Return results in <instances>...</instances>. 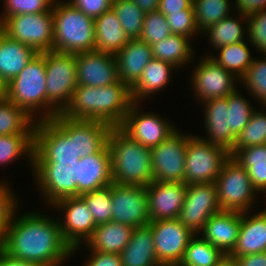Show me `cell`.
<instances>
[{"instance_id": "cell-57", "label": "cell", "mask_w": 266, "mask_h": 266, "mask_svg": "<svg viewBox=\"0 0 266 266\" xmlns=\"http://www.w3.org/2000/svg\"><path fill=\"white\" fill-rule=\"evenodd\" d=\"M3 93V87L0 85V95Z\"/></svg>"}, {"instance_id": "cell-43", "label": "cell", "mask_w": 266, "mask_h": 266, "mask_svg": "<svg viewBox=\"0 0 266 266\" xmlns=\"http://www.w3.org/2000/svg\"><path fill=\"white\" fill-rule=\"evenodd\" d=\"M240 81L266 107V58L255 59Z\"/></svg>"}, {"instance_id": "cell-40", "label": "cell", "mask_w": 266, "mask_h": 266, "mask_svg": "<svg viewBox=\"0 0 266 266\" xmlns=\"http://www.w3.org/2000/svg\"><path fill=\"white\" fill-rule=\"evenodd\" d=\"M130 40L139 39L145 13L132 0H113L112 7Z\"/></svg>"}, {"instance_id": "cell-44", "label": "cell", "mask_w": 266, "mask_h": 266, "mask_svg": "<svg viewBox=\"0 0 266 266\" xmlns=\"http://www.w3.org/2000/svg\"><path fill=\"white\" fill-rule=\"evenodd\" d=\"M172 34L166 21V17L161 12H148L144 15V24L139 40L153 45Z\"/></svg>"}, {"instance_id": "cell-27", "label": "cell", "mask_w": 266, "mask_h": 266, "mask_svg": "<svg viewBox=\"0 0 266 266\" xmlns=\"http://www.w3.org/2000/svg\"><path fill=\"white\" fill-rule=\"evenodd\" d=\"M122 266H162L155 253L151 228H134L131 238L120 253Z\"/></svg>"}, {"instance_id": "cell-20", "label": "cell", "mask_w": 266, "mask_h": 266, "mask_svg": "<svg viewBox=\"0 0 266 266\" xmlns=\"http://www.w3.org/2000/svg\"><path fill=\"white\" fill-rule=\"evenodd\" d=\"M77 82L82 86L104 87L119 79L116 56L98 51L76 54Z\"/></svg>"}, {"instance_id": "cell-7", "label": "cell", "mask_w": 266, "mask_h": 266, "mask_svg": "<svg viewBox=\"0 0 266 266\" xmlns=\"http://www.w3.org/2000/svg\"><path fill=\"white\" fill-rule=\"evenodd\" d=\"M75 147V120L61 113L38 120L34 126L33 162L79 161Z\"/></svg>"}, {"instance_id": "cell-42", "label": "cell", "mask_w": 266, "mask_h": 266, "mask_svg": "<svg viewBox=\"0 0 266 266\" xmlns=\"http://www.w3.org/2000/svg\"><path fill=\"white\" fill-rule=\"evenodd\" d=\"M81 197L85 200L96 225L112 221L111 185L82 194Z\"/></svg>"}, {"instance_id": "cell-54", "label": "cell", "mask_w": 266, "mask_h": 266, "mask_svg": "<svg viewBox=\"0 0 266 266\" xmlns=\"http://www.w3.org/2000/svg\"><path fill=\"white\" fill-rule=\"evenodd\" d=\"M0 266H42V265L28 262L25 260H18L16 258H12L0 248Z\"/></svg>"}, {"instance_id": "cell-18", "label": "cell", "mask_w": 266, "mask_h": 266, "mask_svg": "<svg viewBox=\"0 0 266 266\" xmlns=\"http://www.w3.org/2000/svg\"><path fill=\"white\" fill-rule=\"evenodd\" d=\"M138 106V103L131 105L119 128L131 139L146 148H154L172 134L176 128L160 115L149 112L143 114Z\"/></svg>"}, {"instance_id": "cell-32", "label": "cell", "mask_w": 266, "mask_h": 266, "mask_svg": "<svg viewBox=\"0 0 266 266\" xmlns=\"http://www.w3.org/2000/svg\"><path fill=\"white\" fill-rule=\"evenodd\" d=\"M231 157L247 170L257 193H266V144L238 149Z\"/></svg>"}, {"instance_id": "cell-31", "label": "cell", "mask_w": 266, "mask_h": 266, "mask_svg": "<svg viewBox=\"0 0 266 266\" xmlns=\"http://www.w3.org/2000/svg\"><path fill=\"white\" fill-rule=\"evenodd\" d=\"M174 68L176 69L171 63L155 58L151 59L145 66L138 82L131 88L133 102L140 103L141 99L144 100L150 94L165 88Z\"/></svg>"}, {"instance_id": "cell-15", "label": "cell", "mask_w": 266, "mask_h": 266, "mask_svg": "<svg viewBox=\"0 0 266 266\" xmlns=\"http://www.w3.org/2000/svg\"><path fill=\"white\" fill-rule=\"evenodd\" d=\"M220 211L216 184L194 183L187 185L185 201L177 219L197 235L210 217Z\"/></svg>"}, {"instance_id": "cell-19", "label": "cell", "mask_w": 266, "mask_h": 266, "mask_svg": "<svg viewBox=\"0 0 266 266\" xmlns=\"http://www.w3.org/2000/svg\"><path fill=\"white\" fill-rule=\"evenodd\" d=\"M193 70L192 83L195 95L202 101L227 97L236 90V78L210 56L204 58ZM235 82V83H234Z\"/></svg>"}, {"instance_id": "cell-55", "label": "cell", "mask_w": 266, "mask_h": 266, "mask_svg": "<svg viewBox=\"0 0 266 266\" xmlns=\"http://www.w3.org/2000/svg\"><path fill=\"white\" fill-rule=\"evenodd\" d=\"M144 12H154L159 8V0H132Z\"/></svg>"}, {"instance_id": "cell-35", "label": "cell", "mask_w": 266, "mask_h": 266, "mask_svg": "<svg viewBox=\"0 0 266 266\" xmlns=\"http://www.w3.org/2000/svg\"><path fill=\"white\" fill-rule=\"evenodd\" d=\"M218 51L219 56H214V54L209 56L236 78H239L238 81L245 75L254 60L245 40L226 45L219 48Z\"/></svg>"}, {"instance_id": "cell-13", "label": "cell", "mask_w": 266, "mask_h": 266, "mask_svg": "<svg viewBox=\"0 0 266 266\" xmlns=\"http://www.w3.org/2000/svg\"><path fill=\"white\" fill-rule=\"evenodd\" d=\"M189 134L178 128L158 146L151 148L153 181L184 183L186 147Z\"/></svg>"}, {"instance_id": "cell-29", "label": "cell", "mask_w": 266, "mask_h": 266, "mask_svg": "<svg viewBox=\"0 0 266 266\" xmlns=\"http://www.w3.org/2000/svg\"><path fill=\"white\" fill-rule=\"evenodd\" d=\"M133 227L110 221L96 226L92 236L85 242L90 250L120 254L128 244Z\"/></svg>"}, {"instance_id": "cell-33", "label": "cell", "mask_w": 266, "mask_h": 266, "mask_svg": "<svg viewBox=\"0 0 266 266\" xmlns=\"http://www.w3.org/2000/svg\"><path fill=\"white\" fill-rule=\"evenodd\" d=\"M189 37L179 34H170L165 39L151 45L153 57L171 63L177 69L192 62L193 47L189 44ZM193 55V56H192Z\"/></svg>"}, {"instance_id": "cell-39", "label": "cell", "mask_w": 266, "mask_h": 266, "mask_svg": "<svg viewBox=\"0 0 266 266\" xmlns=\"http://www.w3.org/2000/svg\"><path fill=\"white\" fill-rule=\"evenodd\" d=\"M230 0H194L193 8L195 23L200 31L218 23L221 19L230 16Z\"/></svg>"}, {"instance_id": "cell-21", "label": "cell", "mask_w": 266, "mask_h": 266, "mask_svg": "<svg viewBox=\"0 0 266 266\" xmlns=\"http://www.w3.org/2000/svg\"><path fill=\"white\" fill-rule=\"evenodd\" d=\"M146 190L150 221L178 218L186 197L185 183L152 181Z\"/></svg>"}, {"instance_id": "cell-17", "label": "cell", "mask_w": 266, "mask_h": 266, "mask_svg": "<svg viewBox=\"0 0 266 266\" xmlns=\"http://www.w3.org/2000/svg\"><path fill=\"white\" fill-rule=\"evenodd\" d=\"M53 206L64 211L65 217L63 221H59V226L64 241L72 248L74 254L77 248L81 247V243L85 244L92 236L97 225L81 196L63 198L56 201Z\"/></svg>"}, {"instance_id": "cell-34", "label": "cell", "mask_w": 266, "mask_h": 266, "mask_svg": "<svg viewBox=\"0 0 266 266\" xmlns=\"http://www.w3.org/2000/svg\"><path fill=\"white\" fill-rule=\"evenodd\" d=\"M35 120L3 94L0 95V135L34 134Z\"/></svg>"}, {"instance_id": "cell-47", "label": "cell", "mask_w": 266, "mask_h": 266, "mask_svg": "<svg viewBox=\"0 0 266 266\" xmlns=\"http://www.w3.org/2000/svg\"><path fill=\"white\" fill-rule=\"evenodd\" d=\"M172 34L184 35L191 38L200 31L195 23L194 10H182V12L165 15Z\"/></svg>"}, {"instance_id": "cell-9", "label": "cell", "mask_w": 266, "mask_h": 266, "mask_svg": "<svg viewBox=\"0 0 266 266\" xmlns=\"http://www.w3.org/2000/svg\"><path fill=\"white\" fill-rule=\"evenodd\" d=\"M230 157V152L224 147L190 135L186 147L184 183H215L224 163Z\"/></svg>"}, {"instance_id": "cell-51", "label": "cell", "mask_w": 266, "mask_h": 266, "mask_svg": "<svg viewBox=\"0 0 266 266\" xmlns=\"http://www.w3.org/2000/svg\"><path fill=\"white\" fill-rule=\"evenodd\" d=\"M182 10H194L191 0H159L158 11L164 15L182 12Z\"/></svg>"}, {"instance_id": "cell-10", "label": "cell", "mask_w": 266, "mask_h": 266, "mask_svg": "<svg viewBox=\"0 0 266 266\" xmlns=\"http://www.w3.org/2000/svg\"><path fill=\"white\" fill-rule=\"evenodd\" d=\"M215 184L223 211L246 213L256 202L257 191L250 182L247 170L232 157L224 163Z\"/></svg>"}, {"instance_id": "cell-16", "label": "cell", "mask_w": 266, "mask_h": 266, "mask_svg": "<svg viewBox=\"0 0 266 266\" xmlns=\"http://www.w3.org/2000/svg\"><path fill=\"white\" fill-rule=\"evenodd\" d=\"M155 253L162 266H178L194 235L176 219L150 221Z\"/></svg>"}, {"instance_id": "cell-38", "label": "cell", "mask_w": 266, "mask_h": 266, "mask_svg": "<svg viewBox=\"0 0 266 266\" xmlns=\"http://www.w3.org/2000/svg\"><path fill=\"white\" fill-rule=\"evenodd\" d=\"M25 154L33 165L34 134L0 135V166Z\"/></svg>"}, {"instance_id": "cell-8", "label": "cell", "mask_w": 266, "mask_h": 266, "mask_svg": "<svg viewBox=\"0 0 266 266\" xmlns=\"http://www.w3.org/2000/svg\"><path fill=\"white\" fill-rule=\"evenodd\" d=\"M46 102L58 113L69 105L77 82L76 54L45 51Z\"/></svg>"}, {"instance_id": "cell-26", "label": "cell", "mask_w": 266, "mask_h": 266, "mask_svg": "<svg viewBox=\"0 0 266 266\" xmlns=\"http://www.w3.org/2000/svg\"><path fill=\"white\" fill-rule=\"evenodd\" d=\"M36 54L33 48L9 38L0 30V85L3 87L15 78Z\"/></svg>"}, {"instance_id": "cell-5", "label": "cell", "mask_w": 266, "mask_h": 266, "mask_svg": "<svg viewBox=\"0 0 266 266\" xmlns=\"http://www.w3.org/2000/svg\"><path fill=\"white\" fill-rule=\"evenodd\" d=\"M2 94L32 118L34 112L41 108L44 110L41 111L43 115L39 116V120L57 116L58 113L46 102L45 52L37 53L15 78L5 84Z\"/></svg>"}, {"instance_id": "cell-4", "label": "cell", "mask_w": 266, "mask_h": 266, "mask_svg": "<svg viewBox=\"0 0 266 266\" xmlns=\"http://www.w3.org/2000/svg\"><path fill=\"white\" fill-rule=\"evenodd\" d=\"M107 146L114 183L148 186L153 181L149 148L131 139L119 127L111 129Z\"/></svg>"}, {"instance_id": "cell-25", "label": "cell", "mask_w": 266, "mask_h": 266, "mask_svg": "<svg viewBox=\"0 0 266 266\" xmlns=\"http://www.w3.org/2000/svg\"><path fill=\"white\" fill-rule=\"evenodd\" d=\"M247 213H242L239 236L229 254L231 257L266 252V210L252 216Z\"/></svg>"}, {"instance_id": "cell-53", "label": "cell", "mask_w": 266, "mask_h": 266, "mask_svg": "<svg viewBox=\"0 0 266 266\" xmlns=\"http://www.w3.org/2000/svg\"><path fill=\"white\" fill-rule=\"evenodd\" d=\"M239 266H266V252L235 257Z\"/></svg>"}, {"instance_id": "cell-52", "label": "cell", "mask_w": 266, "mask_h": 266, "mask_svg": "<svg viewBox=\"0 0 266 266\" xmlns=\"http://www.w3.org/2000/svg\"><path fill=\"white\" fill-rule=\"evenodd\" d=\"M235 6L239 12L249 16L266 8V0H235Z\"/></svg>"}, {"instance_id": "cell-45", "label": "cell", "mask_w": 266, "mask_h": 266, "mask_svg": "<svg viewBox=\"0 0 266 266\" xmlns=\"http://www.w3.org/2000/svg\"><path fill=\"white\" fill-rule=\"evenodd\" d=\"M5 11L0 17V24L7 18L17 14H35L49 12L55 0H3Z\"/></svg>"}, {"instance_id": "cell-41", "label": "cell", "mask_w": 266, "mask_h": 266, "mask_svg": "<svg viewBox=\"0 0 266 266\" xmlns=\"http://www.w3.org/2000/svg\"><path fill=\"white\" fill-rule=\"evenodd\" d=\"M266 109V108H265ZM254 110L248 124L236 139L235 146L230 152L232 156L238 149L249 146L266 144V111Z\"/></svg>"}, {"instance_id": "cell-48", "label": "cell", "mask_w": 266, "mask_h": 266, "mask_svg": "<svg viewBox=\"0 0 266 266\" xmlns=\"http://www.w3.org/2000/svg\"><path fill=\"white\" fill-rule=\"evenodd\" d=\"M6 184L0 183V243L5 237L14 212H17V198Z\"/></svg>"}, {"instance_id": "cell-14", "label": "cell", "mask_w": 266, "mask_h": 266, "mask_svg": "<svg viewBox=\"0 0 266 266\" xmlns=\"http://www.w3.org/2000/svg\"><path fill=\"white\" fill-rule=\"evenodd\" d=\"M112 221L133 228L150 223L148 193L144 185L111 184Z\"/></svg>"}, {"instance_id": "cell-28", "label": "cell", "mask_w": 266, "mask_h": 266, "mask_svg": "<svg viewBox=\"0 0 266 266\" xmlns=\"http://www.w3.org/2000/svg\"><path fill=\"white\" fill-rule=\"evenodd\" d=\"M94 51L116 55L130 40L113 9L94 19Z\"/></svg>"}, {"instance_id": "cell-22", "label": "cell", "mask_w": 266, "mask_h": 266, "mask_svg": "<svg viewBox=\"0 0 266 266\" xmlns=\"http://www.w3.org/2000/svg\"><path fill=\"white\" fill-rule=\"evenodd\" d=\"M112 183L111 156L107 145L98 153L79 159L78 196L104 188Z\"/></svg>"}, {"instance_id": "cell-3", "label": "cell", "mask_w": 266, "mask_h": 266, "mask_svg": "<svg viewBox=\"0 0 266 266\" xmlns=\"http://www.w3.org/2000/svg\"><path fill=\"white\" fill-rule=\"evenodd\" d=\"M202 104L206 109L204 126L209 138H201L231 152L252 116L253 107L238 90L227 97L210 99Z\"/></svg>"}, {"instance_id": "cell-6", "label": "cell", "mask_w": 266, "mask_h": 266, "mask_svg": "<svg viewBox=\"0 0 266 266\" xmlns=\"http://www.w3.org/2000/svg\"><path fill=\"white\" fill-rule=\"evenodd\" d=\"M58 2V3H57ZM53 14V50L77 54L94 51V19L69 2L55 0Z\"/></svg>"}, {"instance_id": "cell-1", "label": "cell", "mask_w": 266, "mask_h": 266, "mask_svg": "<svg viewBox=\"0 0 266 266\" xmlns=\"http://www.w3.org/2000/svg\"><path fill=\"white\" fill-rule=\"evenodd\" d=\"M46 216L29 212L17 219L14 212L0 248L18 260L42 266H60L73 255L72 248L62 237L59 220Z\"/></svg>"}, {"instance_id": "cell-50", "label": "cell", "mask_w": 266, "mask_h": 266, "mask_svg": "<svg viewBox=\"0 0 266 266\" xmlns=\"http://www.w3.org/2000/svg\"><path fill=\"white\" fill-rule=\"evenodd\" d=\"M91 257L85 266H122L120 254L103 253L90 250Z\"/></svg>"}, {"instance_id": "cell-46", "label": "cell", "mask_w": 266, "mask_h": 266, "mask_svg": "<svg viewBox=\"0 0 266 266\" xmlns=\"http://www.w3.org/2000/svg\"><path fill=\"white\" fill-rule=\"evenodd\" d=\"M246 26L249 42L256 47V50L266 55V8L250 14Z\"/></svg>"}, {"instance_id": "cell-11", "label": "cell", "mask_w": 266, "mask_h": 266, "mask_svg": "<svg viewBox=\"0 0 266 266\" xmlns=\"http://www.w3.org/2000/svg\"><path fill=\"white\" fill-rule=\"evenodd\" d=\"M0 30L9 38L33 48L37 53L53 50V14H17L7 17Z\"/></svg>"}, {"instance_id": "cell-56", "label": "cell", "mask_w": 266, "mask_h": 266, "mask_svg": "<svg viewBox=\"0 0 266 266\" xmlns=\"http://www.w3.org/2000/svg\"><path fill=\"white\" fill-rule=\"evenodd\" d=\"M216 266H239L235 257L226 254Z\"/></svg>"}, {"instance_id": "cell-36", "label": "cell", "mask_w": 266, "mask_h": 266, "mask_svg": "<svg viewBox=\"0 0 266 266\" xmlns=\"http://www.w3.org/2000/svg\"><path fill=\"white\" fill-rule=\"evenodd\" d=\"M239 14L237 19L236 17L228 16L204 30L205 34L207 33L208 38H210V44L214 49L245 40L243 35L247 29L245 30L241 23L243 20L245 23L248 16L242 13Z\"/></svg>"}, {"instance_id": "cell-37", "label": "cell", "mask_w": 266, "mask_h": 266, "mask_svg": "<svg viewBox=\"0 0 266 266\" xmlns=\"http://www.w3.org/2000/svg\"><path fill=\"white\" fill-rule=\"evenodd\" d=\"M224 256L219 248L194 234L178 266H216Z\"/></svg>"}, {"instance_id": "cell-24", "label": "cell", "mask_w": 266, "mask_h": 266, "mask_svg": "<svg viewBox=\"0 0 266 266\" xmlns=\"http://www.w3.org/2000/svg\"><path fill=\"white\" fill-rule=\"evenodd\" d=\"M120 81L132 88L153 59L152 47L139 39L129 40L115 55Z\"/></svg>"}, {"instance_id": "cell-49", "label": "cell", "mask_w": 266, "mask_h": 266, "mask_svg": "<svg viewBox=\"0 0 266 266\" xmlns=\"http://www.w3.org/2000/svg\"><path fill=\"white\" fill-rule=\"evenodd\" d=\"M112 2L113 0H70L69 3L78 8L86 16L95 19L111 9Z\"/></svg>"}, {"instance_id": "cell-12", "label": "cell", "mask_w": 266, "mask_h": 266, "mask_svg": "<svg viewBox=\"0 0 266 266\" xmlns=\"http://www.w3.org/2000/svg\"><path fill=\"white\" fill-rule=\"evenodd\" d=\"M78 164L79 161L33 162L36 184L48 205L78 196Z\"/></svg>"}, {"instance_id": "cell-23", "label": "cell", "mask_w": 266, "mask_h": 266, "mask_svg": "<svg viewBox=\"0 0 266 266\" xmlns=\"http://www.w3.org/2000/svg\"><path fill=\"white\" fill-rule=\"evenodd\" d=\"M242 223V213L220 211L213 214L200 231L201 236L225 255L234 249Z\"/></svg>"}, {"instance_id": "cell-30", "label": "cell", "mask_w": 266, "mask_h": 266, "mask_svg": "<svg viewBox=\"0 0 266 266\" xmlns=\"http://www.w3.org/2000/svg\"><path fill=\"white\" fill-rule=\"evenodd\" d=\"M113 127L94 120H75V147L80 158L98 153L108 143V136Z\"/></svg>"}, {"instance_id": "cell-2", "label": "cell", "mask_w": 266, "mask_h": 266, "mask_svg": "<svg viewBox=\"0 0 266 266\" xmlns=\"http://www.w3.org/2000/svg\"><path fill=\"white\" fill-rule=\"evenodd\" d=\"M133 103L131 88L120 80L104 87L78 85L61 114L69 119L101 121L119 127Z\"/></svg>"}]
</instances>
